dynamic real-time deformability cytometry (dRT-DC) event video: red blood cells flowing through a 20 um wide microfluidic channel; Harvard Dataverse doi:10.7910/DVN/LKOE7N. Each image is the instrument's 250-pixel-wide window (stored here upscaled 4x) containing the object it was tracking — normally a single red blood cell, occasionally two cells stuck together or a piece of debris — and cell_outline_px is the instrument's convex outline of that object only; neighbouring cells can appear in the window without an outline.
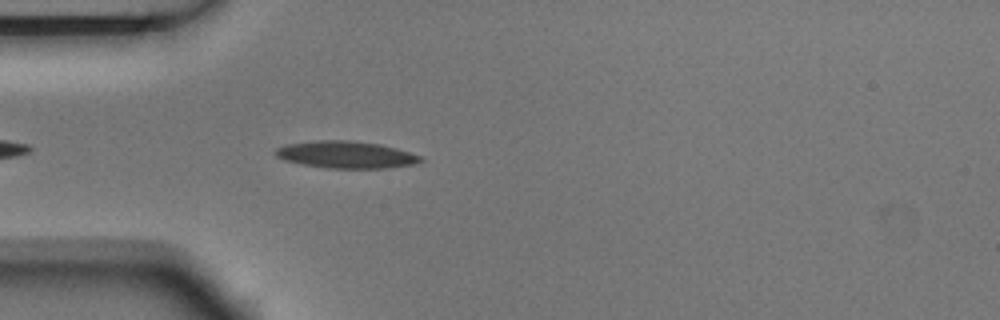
{"species": "Egyptian fruit bat (a non-hibernating species)", "species_latin": "Rousettus aegyptiacus", "temperature_condition": "room temperature", "stored_images_in_passage": 4, "camera_frame_rate_fps": 3000, "um_per_image_px": 0.085, "animal": {"sex": "male"}, "frame": {"image": 1, "passage_image": 4, "time_ms": 1.0, "image_size_px": [1000, 320], "cell_outline_px": [[424, 160], [412, 164], [388, 168], [328, 168], [304, 164], [284, 160], [276, 156], [272, 152], [276, 148], [284, 144], [316, 140], [352, 140], [380, 144], [396, 148], [420, 156]], "centroid_in_image_um": [29.36, 13.13], "position_along_channel_um": 55.6, "area_um2": 22.89}}